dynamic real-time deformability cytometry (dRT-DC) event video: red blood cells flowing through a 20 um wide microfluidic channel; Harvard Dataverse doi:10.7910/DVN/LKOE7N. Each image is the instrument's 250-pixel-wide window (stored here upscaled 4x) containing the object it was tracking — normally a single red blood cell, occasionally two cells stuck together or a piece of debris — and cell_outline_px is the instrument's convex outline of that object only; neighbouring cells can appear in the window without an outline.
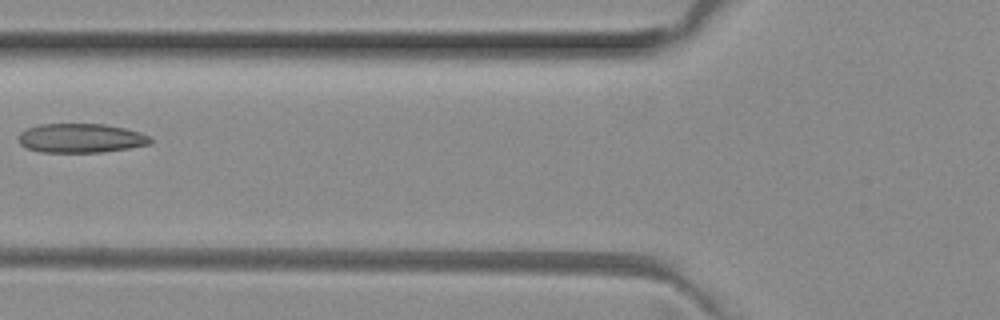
{"species": "common noctule bat (a hibernating species)", "species_latin": "Nyctalus noctula", "temperature_condition": "room temperature", "stored_images_in_passage": 6, "camera_frame_rate_fps": 3000, "um_per_image_px": 0.085, "animal": {"sex": "female", "body_mass_g": 29.2, "forearm_length_mm": 56.3}, "frame": {"image": 1, "passage_image": 4, "time_ms": 1.0, "image_size_px": [1000, 320], "cell_outline_px": [[152, 144], [128, 148], [100, 152], [40, 152], [24, 148], [20, 144], [20, 132], [28, 128], [40, 124], [104, 124], [124, 128], [140, 132], [148, 136], [152, 140]], "centroid_in_image_um": [6.87, 11.74], "position_along_channel_um": 118.9, "area_um2": 22.37}}
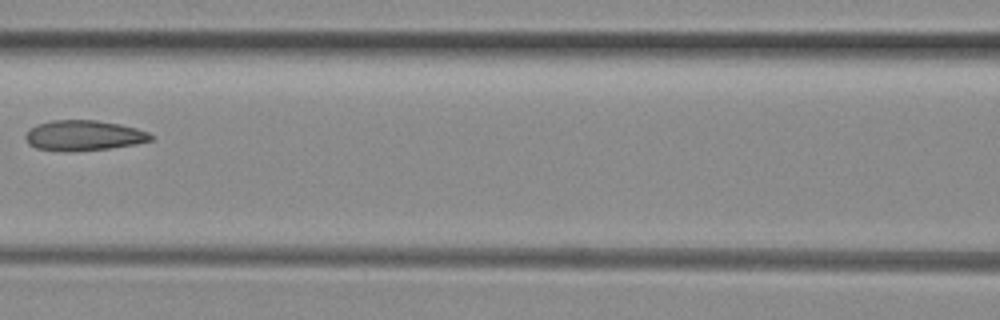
{"frame": {"image": 2, "passage_image": 5, "time_ms": 1.333, "image_size_px": [1000, 320], "cell_outline_px": [[156, 136], [152, 140], [136, 144], [108, 148], [68, 152], [36, 148], [28, 144], [24, 136], [36, 124], [52, 120], [96, 120], [120, 124], [136, 128], [148, 132]], "centroid_in_image_um": [7.13, 11.51], "position_along_channel_um": 159.5, "area_um2": 22.2}}
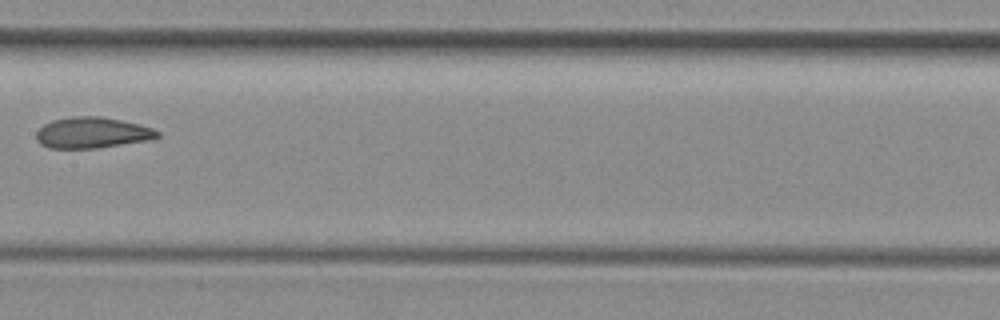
{"frame": {"image": 3, "passage_image": 6, "time_ms": 1.667, "image_size_px": [1000, 320], "cell_outline_px": [[160, 136], [148, 140], [96, 148], [48, 148], [40, 144], [36, 140], [36, 132], [44, 124], [52, 120], [72, 116], [104, 116], [140, 124], [152, 128], [160, 132]], "centroid_in_image_um": [7.82, 11.27], "position_along_channel_um": 199.6, "area_um2": 21.96}}